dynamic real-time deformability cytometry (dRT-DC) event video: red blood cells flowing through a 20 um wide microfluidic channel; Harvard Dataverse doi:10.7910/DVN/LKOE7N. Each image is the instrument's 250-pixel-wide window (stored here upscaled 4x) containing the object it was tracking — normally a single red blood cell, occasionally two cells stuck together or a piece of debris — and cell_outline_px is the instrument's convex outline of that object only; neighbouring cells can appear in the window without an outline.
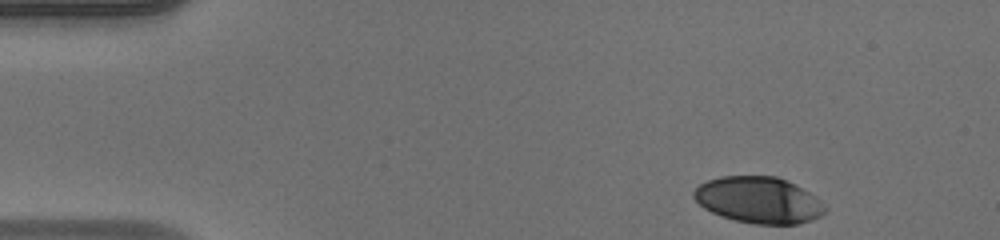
{"species": "human", "species_latin": "Homo sapiens", "temperature_condition": "warm", "stored_images_in_passage": 34, "camera_frame_rate_fps": 3000, "um_per_image_px": 0.085, "donor": {"sex": "male"}, "frame": {"image": 1, "passage_image": 1, "time_ms": 0.0, "image_size_px": [1000, 240], "cell_outline_px": [[828, 208], [820, 216], [812, 220], [800, 224], [752, 224], [720, 216], [704, 208], [692, 196], [692, 192], [700, 184], [708, 180], [720, 176], [776, 176], [788, 180], [796, 184], [808, 192]], "centroid_in_image_um": [64.48, 17.0], "position_along_channel_um": 20.5, "area_um2": 35.49}}
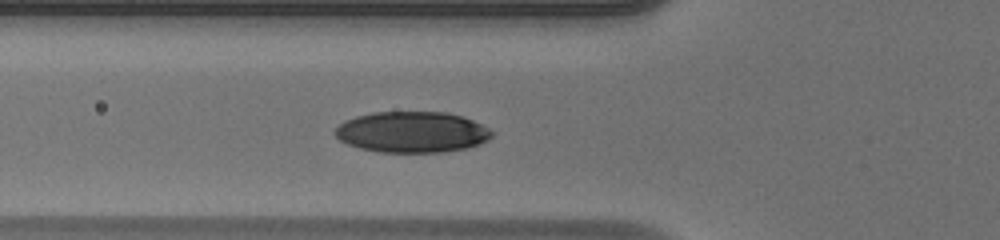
{"frame": {"image": 2, "passage_image": 13, "time_ms": 4.0, "image_size_px": [1000, 240], "cell_outline_px": [[492, 136], [488, 140], [480, 144], [468, 148], [444, 152], [380, 152], [360, 148], [348, 144], [340, 140], [332, 132], [344, 120], [356, 116], [372, 112], [448, 112], [472, 120], [488, 128], [492, 132]], "centroid_in_image_um": [35.01, 11.23], "position_along_channel_um": 90.8, "area_um2": 37.51}}
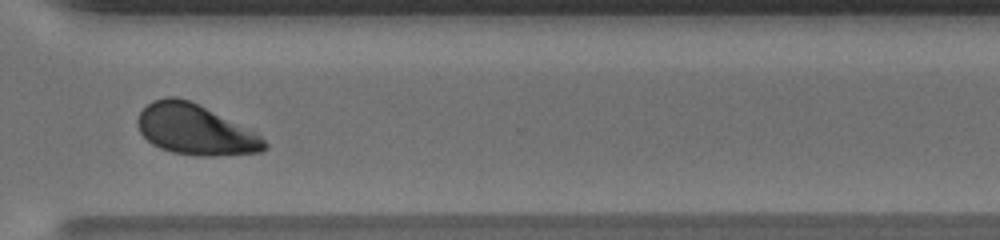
{"frame": {"image": 3, "passage_image": 32, "time_ms": 10.333, "image_size_px": [1000, 240], "cell_outline_px": [[268, 148], [260, 152], [220, 156], [196, 156], [172, 152], [160, 148], [152, 144], [140, 132], [136, 124], [136, 120], [140, 112], [152, 100], [164, 96], [176, 96], [188, 100], [260, 136], [268, 144]], "centroid_in_image_um": [16.53, 11.04], "position_along_channel_um": 354.1, "area_um2": 36.7}, "authors_computed_cell_mechanics": {"area_um2": 37.1076, "velocity_mm_per_s": 4.1517, "shape_relaxation_time_tau1_ms": 2.4756, "shape_relaxation_time_tau2_ms": null, "deformation_change_tau1": 0.1236, "deformation_change_tau2": null}}